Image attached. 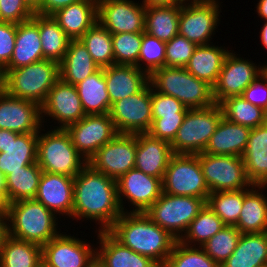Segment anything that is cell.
Here are the masks:
<instances>
[{"label": "cell", "mask_w": 267, "mask_h": 267, "mask_svg": "<svg viewBox=\"0 0 267 267\" xmlns=\"http://www.w3.org/2000/svg\"><path fill=\"white\" fill-rule=\"evenodd\" d=\"M122 213L116 180L87 164L74 178L72 217L98 221L97 231H108Z\"/></svg>", "instance_id": "obj_1"}, {"label": "cell", "mask_w": 267, "mask_h": 267, "mask_svg": "<svg viewBox=\"0 0 267 267\" xmlns=\"http://www.w3.org/2000/svg\"><path fill=\"white\" fill-rule=\"evenodd\" d=\"M108 231L124 246L151 258L160 267L177 241L144 212H123Z\"/></svg>", "instance_id": "obj_2"}, {"label": "cell", "mask_w": 267, "mask_h": 267, "mask_svg": "<svg viewBox=\"0 0 267 267\" xmlns=\"http://www.w3.org/2000/svg\"><path fill=\"white\" fill-rule=\"evenodd\" d=\"M7 234L20 240L47 244L58 236V217L35 199H24L6 205Z\"/></svg>", "instance_id": "obj_3"}, {"label": "cell", "mask_w": 267, "mask_h": 267, "mask_svg": "<svg viewBox=\"0 0 267 267\" xmlns=\"http://www.w3.org/2000/svg\"><path fill=\"white\" fill-rule=\"evenodd\" d=\"M149 83L155 91L178 99L188 109H202L215 104L213 87L185 68H159L149 76Z\"/></svg>", "instance_id": "obj_4"}, {"label": "cell", "mask_w": 267, "mask_h": 267, "mask_svg": "<svg viewBox=\"0 0 267 267\" xmlns=\"http://www.w3.org/2000/svg\"><path fill=\"white\" fill-rule=\"evenodd\" d=\"M3 71V90L8 94L42 105L60 78L59 63L43 59L12 70Z\"/></svg>", "instance_id": "obj_5"}, {"label": "cell", "mask_w": 267, "mask_h": 267, "mask_svg": "<svg viewBox=\"0 0 267 267\" xmlns=\"http://www.w3.org/2000/svg\"><path fill=\"white\" fill-rule=\"evenodd\" d=\"M38 133L37 164L42 171L75 178L88 164L72 144L68 132L54 128Z\"/></svg>", "instance_id": "obj_6"}, {"label": "cell", "mask_w": 267, "mask_h": 267, "mask_svg": "<svg viewBox=\"0 0 267 267\" xmlns=\"http://www.w3.org/2000/svg\"><path fill=\"white\" fill-rule=\"evenodd\" d=\"M223 117L220 104L202 109H189L170 143L174 154L196 155L204 152Z\"/></svg>", "instance_id": "obj_7"}, {"label": "cell", "mask_w": 267, "mask_h": 267, "mask_svg": "<svg viewBox=\"0 0 267 267\" xmlns=\"http://www.w3.org/2000/svg\"><path fill=\"white\" fill-rule=\"evenodd\" d=\"M205 204L206 201L202 198L162 192L144 213L179 241Z\"/></svg>", "instance_id": "obj_8"}, {"label": "cell", "mask_w": 267, "mask_h": 267, "mask_svg": "<svg viewBox=\"0 0 267 267\" xmlns=\"http://www.w3.org/2000/svg\"><path fill=\"white\" fill-rule=\"evenodd\" d=\"M162 192L207 201L210 194L197 155L174 154L165 170Z\"/></svg>", "instance_id": "obj_9"}, {"label": "cell", "mask_w": 267, "mask_h": 267, "mask_svg": "<svg viewBox=\"0 0 267 267\" xmlns=\"http://www.w3.org/2000/svg\"><path fill=\"white\" fill-rule=\"evenodd\" d=\"M206 185L211 192L248 189L253 186L248 179L241 156L196 154Z\"/></svg>", "instance_id": "obj_10"}, {"label": "cell", "mask_w": 267, "mask_h": 267, "mask_svg": "<svg viewBox=\"0 0 267 267\" xmlns=\"http://www.w3.org/2000/svg\"><path fill=\"white\" fill-rule=\"evenodd\" d=\"M109 115L118 133L148 132L153 122L151 84L148 82L138 93L114 102Z\"/></svg>", "instance_id": "obj_11"}, {"label": "cell", "mask_w": 267, "mask_h": 267, "mask_svg": "<svg viewBox=\"0 0 267 267\" xmlns=\"http://www.w3.org/2000/svg\"><path fill=\"white\" fill-rule=\"evenodd\" d=\"M218 0L181 5L178 34L199 45H208L219 24L221 11ZM220 5V6H219Z\"/></svg>", "instance_id": "obj_12"}, {"label": "cell", "mask_w": 267, "mask_h": 267, "mask_svg": "<svg viewBox=\"0 0 267 267\" xmlns=\"http://www.w3.org/2000/svg\"><path fill=\"white\" fill-rule=\"evenodd\" d=\"M65 130L76 150L87 162L118 134L109 113L86 115L80 121L68 125Z\"/></svg>", "instance_id": "obj_13"}, {"label": "cell", "mask_w": 267, "mask_h": 267, "mask_svg": "<svg viewBox=\"0 0 267 267\" xmlns=\"http://www.w3.org/2000/svg\"><path fill=\"white\" fill-rule=\"evenodd\" d=\"M136 159V134L118 133L101 147L88 161L96 171L117 180L134 168Z\"/></svg>", "instance_id": "obj_14"}, {"label": "cell", "mask_w": 267, "mask_h": 267, "mask_svg": "<svg viewBox=\"0 0 267 267\" xmlns=\"http://www.w3.org/2000/svg\"><path fill=\"white\" fill-rule=\"evenodd\" d=\"M230 50L224 60L216 84L213 86V98L220 104L233 96H242L244 90L263 73V65L238 57ZM256 64V65H255Z\"/></svg>", "instance_id": "obj_15"}, {"label": "cell", "mask_w": 267, "mask_h": 267, "mask_svg": "<svg viewBox=\"0 0 267 267\" xmlns=\"http://www.w3.org/2000/svg\"><path fill=\"white\" fill-rule=\"evenodd\" d=\"M74 235L60 233L42 246V267H88L96 248Z\"/></svg>", "instance_id": "obj_16"}, {"label": "cell", "mask_w": 267, "mask_h": 267, "mask_svg": "<svg viewBox=\"0 0 267 267\" xmlns=\"http://www.w3.org/2000/svg\"><path fill=\"white\" fill-rule=\"evenodd\" d=\"M97 21L111 34L145 31V5L133 0H98Z\"/></svg>", "instance_id": "obj_17"}, {"label": "cell", "mask_w": 267, "mask_h": 267, "mask_svg": "<svg viewBox=\"0 0 267 267\" xmlns=\"http://www.w3.org/2000/svg\"><path fill=\"white\" fill-rule=\"evenodd\" d=\"M117 195L122 212H129L124 200L133 205L130 212H145L162 193V180L147 175L137 168H132L117 180ZM127 210V211H126Z\"/></svg>", "instance_id": "obj_18"}, {"label": "cell", "mask_w": 267, "mask_h": 267, "mask_svg": "<svg viewBox=\"0 0 267 267\" xmlns=\"http://www.w3.org/2000/svg\"><path fill=\"white\" fill-rule=\"evenodd\" d=\"M41 120L52 117L59 125L54 128L65 129L86 116L75 85L58 79L40 106Z\"/></svg>", "instance_id": "obj_19"}, {"label": "cell", "mask_w": 267, "mask_h": 267, "mask_svg": "<svg viewBox=\"0 0 267 267\" xmlns=\"http://www.w3.org/2000/svg\"><path fill=\"white\" fill-rule=\"evenodd\" d=\"M42 125L40 105L0 89V129L20 134L39 133L44 130Z\"/></svg>", "instance_id": "obj_20"}, {"label": "cell", "mask_w": 267, "mask_h": 267, "mask_svg": "<svg viewBox=\"0 0 267 267\" xmlns=\"http://www.w3.org/2000/svg\"><path fill=\"white\" fill-rule=\"evenodd\" d=\"M74 178L50 172H42L35 200L56 216L72 218Z\"/></svg>", "instance_id": "obj_21"}, {"label": "cell", "mask_w": 267, "mask_h": 267, "mask_svg": "<svg viewBox=\"0 0 267 267\" xmlns=\"http://www.w3.org/2000/svg\"><path fill=\"white\" fill-rule=\"evenodd\" d=\"M173 155L169 142L152 137L148 132L136 133L134 168L163 180L165 170Z\"/></svg>", "instance_id": "obj_22"}, {"label": "cell", "mask_w": 267, "mask_h": 267, "mask_svg": "<svg viewBox=\"0 0 267 267\" xmlns=\"http://www.w3.org/2000/svg\"><path fill=\"white\" fill-rule=\"evenodd\" d=\"M96 259L103 267H160L155 261L124 246L109 231H98Z\"/></svg>", "instance_id": "obj_23"}, {"label": "cell", "mask_w": 267, "mask_h": 267, "mask_svg": "<svg viewBox=\"0 0 267 267\" xmlns=\"http://www.w3.org/2000/svg\"><path fill=\"white\" fill-rule=\"evenodd\" d=\"M39 35V14L17 24L15 47L10 62L2 70H12L43 60Z\"/></svg>", "instance_id": "obj_24"}, {"label": "cell", "mask_w": 267, "mask_h": 267, "mask_svg": "<svg viewBox=\"0 0 267 267\" xmlns=\"http://www.w3.org/2000/svg\"><path fill=\"white\" fill-rule=\"evenodd\" d=\"M103 69L111 105L138 93L149 82V76L133 65L114 64Z\"/></svg>", "instance_id": "obj_25"}, {"label": "cell", "mask_w": 267, "mask_h": 267, "mask_svg": "<svg viewBox=\"0 0 267 267\" xmlns=\"http://www.w3.org/2000/svg\"><path fill=\"white\" fill-rule=\"evenodd\" d=\"M250 132V128L230 122L225 117H222L203 153L242 156Z\"/></svg>", "instance_id": "obj_26"}, {"label": "cell", "mask_w": 267, "mask_h": 267, "mask_svg": "<svg viewBox=\"0 0 267 267\" xmlns=\"http://www.w3.org/2000/svg\"><path fill=\"white\" fill-rule=\"evenodd\" d=\"M97 2L81 0L57 10L52 17L71 40H78L97 22Z\"/></svg>", "instance_id": "obj_27"}, {"label": "cell", "mask_w": 267, "mask_h": 267, "mask_svg": "<svg viewBox=\"0 0 267 267\" xmlns=\"http://www.w3.org/2000/svg\"><path fill=\"white\" fill-rule=\"evenodd\" d=\"M266 187L267 185H253L243 189V206L235 225L241 233L267 231V197L262 191Z\"/></svg>", "instance_id": "obj_28"}, {"label": "cell", "mask_w": 267, "mask_h": 267, "mask_svg": "<svg viewBox=\"0 0 267 267\" xmlns=\"http://www.w3.org/2000/svg\"><path fill=\"white\" fill-rule=\"evenodd\" d=\"M248 179L253 185H267V121L251 129L242 154Z\"/></svg>", "instance_id": "obj_29"}, {"label": "cell", "mask_w": 267, "mask_h": 267, "mask_svg": "<svg viewBox=\"0 0 267 267\" xmlns=\"http://www.w3.org/2000/svg\"><path fill=\"white\" fill-rule=\"evenodd\" d=\"M38 133L11 131V143L0 153V170L7 176L13 171L37 162Z\"/></svg>", "instance_id": "obj_30"}, {"label": "cell", "mask_w": 267, "mask_h": 267, "mask_svg": "<svg viewBox=\"0 0 267 267\" xmlns=\"http://www.w3.org/2000/svg\"><path fill=\"white\" fill-rule=\"evenodd\" d=\"M100 69L81 40H70L64 59L59 63L60 79L76 85Z\"/></svg>", "instance_id": "obj_31"}, {"label": "cell", "mask_w": 267, "mask_h": 267, "mask_svg": "<svg viewBox=\"0 0 267 267\" xmlns=\"http://www.w3.org/2000/svg\"><path fill=\"white\" fill-rule=\"evenodd\" d=\"M224 48L213 44L197 46L185 69L213 87L217 82L224 60L230 52Z\"/></svg>", "instance_id": "obj_32"}, {"label": "cell", "mask_w": 267, "mask_h": 267, "mask_svg": "<svg viewBox=\"0 0 267 267\" xmlns=\"http://www.w3.org/2000/svg\"><path fill=\"white\" fill-rule=\"evenodd\" d=\"M267 264V231L242 233L236 249L220 267H259Z\"/></svg>", "instance_id": "obj_33"}, {"label": "cell", "mask_w": 267, "mask_h": 267, "mask_svg": "<svg viewBox=\"0 0 267 267\" xmlns=\"http://www.w3.org/2000/svg\"><path fill=\"white\" fill-rule=\"evenodd\" d=\"M75 86L86 115L109 113L111 100L107 92L103 68Z\"/></svg>", "instance_id": "obj_34"}, {"label": "cell", "mask_w": 267, "mask_h": 267, "mask_svg": "<svg viewBox=\"0 0 267 267\" xmlns=\"http://www.w3.org/2000/svg\"><path fill=\"white\" fill-rule=\"evenodd\" d=\"M0 267H42V246L7 234L0 246Z\"/></svg>", "instance_id": "obj_35"}, {"label": "cell", "mask_w": 267, "mask_h": 267, "mask_svg": "<svg viewBox=\"0 0 267 267\" xmlns=\"http://www.w3.org/2000/svg\"><path fill=\"white\" fill-rule=\"evenodd\" d=\"M181 6H145V31L163 42L178 35Z\"/></svg>", "instance_id": "obj_36"}, {"label": "cell", "mask_w": 267, "mask_h": 267, "mask_svg": "<svg viewBox=\"0 0 267 267\" xmlns=\"http://www.w3.org/2000/svg\"><path fill=\"white\" fill-rule=\"evenodd\" d=\"M39 35L43 59L60 63L66 54L70 38L52 15L39 14Z\"/></svg>", "instance_id": "obj_37"}, {"label": "cell", "mask_w": 267, "mask_h": 267, "mask_svg": "<svg viewBox=\"0 0 267 267\" xmlns=\"http://www.w3.org/2000/svg\"><path fill=\"white\" fill-rule=\"evenodd\" d=\"M42 172V169L35 162L8 174L6 176L8 204L24 199H34Z\"/></svg>", "instance_id": "obj_38"}, {"label": "cell", "mask_w": 267, "mask_h": 267, "mask_svg": "<svg viewBox=\"0 0 267 267\" xmlns=\"http://www.w3.org/2000/svg\"><path fill=\"white\" fill-rule=\"evenodd\" d=\"M223 117L230 122L250 129L263 125L267 121V112L248 102L243 96L226 98L220 103Z\"/></svg>", "instance_id": "obj_39"}, {"label": "cell", "mask_w": 267, "mask_h": 267, "mask_svg": "<svg viewBox=\"0 0 267 267\" xmlns=\"http://www.w3.org/2000/svg\"><path fill=\"white\" fill-rule=\"evenodd\" d=\"M224 226L222 220L205 204L179 241L187 246L201 247Z\"/></svg>", "instance_id": "obj_40"}, {"label": "cell", "mask_w": 267, "mask_h": 267, "mask_svg": "<svg viewBox=\"0 0 267 267\" xmlns=\"http://www.w3.org/2000/svg\"><path fill=\"white\" fill-rule=\"evenodd\" d=\"M79 40L100 68L114 65L112 34L98 21Z\"/></svg>", "instance_id": "obj_41"}, {"label": "cell", "mask_w": 267, "mask_h": 267, "mask_svg": "<svg viewBox=\"0 0 267 267\" xmlns=\"http://www.w3.org/2000/svg\"><path fill=\"white\" fill-rule=\"evenodd\" d=\"M206 204L227 226H235L243 206V189L211 192Z\"/></svg>", "instance_id": "obj_42"}, {"label": "cell", "mask_w": 267, "mask_h": 267, "mask_svg": "<svg viewBox=\"0 0 267 267\" xmlns=\"http://www.w3.org/2000/svg\"><path fill=\"white\" fill-rule=\"evenodd\" d=\"M241 234L235 226L225 225L201 248L214 262L221 266L236 249Z\"/></svg>", "instance_id": "obj_43"}, {"label": "cell", "mask_w": 267, "mask_h": 267, "mask_svg": "<svg viewBox=\"0 0 267 267\" xmlns=\"http://www.w3.org/2000/svg\"><path fill=\"white\" fill-rule=\"evenodd\" d=\"M163 267H220L201 247L176 241Z\"/></svg>", "instance_id": "obj_44"}, {"label": "cell", "mask_w": 267, "mask_h": 267, "mask_svg": "<svg viewBox=\"0 0 267 267\" xmlns=\"http://www.w3.org/2000/svg\"><path fill=\"white\" fill-rule=\"evenodd\" d=\"M143 32L112 34L114 64L138 67Z\"/></svg>", "instance_id": "obj_45"}, {"label": "cell", "mask_w": 267, "mask_h": 267, "mask_svg": "<svg viewBox=\"0 0 267 267\" xmlns=\"http://www.w3.org/2000/svg\"><path fill=\"white\" fill-rule=\"evenodd\" d=\"M166 42L143 32L138 68L150 76L155 70L165 66ZM145 64L142 66V64ZM146 67V68H145Z\"/></svg>", "instance_id": "obj_46"}, {"label": "cell", "mask_w": 267, "mask_h": 267, "mask_svg": "<svg viewBox=\"0 0 267 267\" xmlns=\"http://www.w3.org/2000/svg\"><path fill=\"white\" fill-rule=\"evenodd\" d=\"M197 45L187 38L176 35L165 45V67L185 68Z\"/></svg>", "instance_id": "obj_47"}, {"label": "cell", "mask_w": 267, "mask_h": 267, "mask_svg": "<svg viewBox=\"0 0 267 267\" xmlns=\"http://www.w3.org/2000/svg\"><path fill=\"white\" fill-rule=\"evenodd\" d=\"M152 117L186 116L189 110L178 99L155 91L151 86Z\"/></svg>", "instance_id": "obj_48"}, {"label": "cell", "mask_w": 267, "mask_h": 267, "mask_svg": "<svg viewBox=\"0 0 267 267\" xmlns=\"http://www.w3.org/2000/svg\"><path fill=\"white\" fill-rule=\"evenodd\" d=\"M34 13L25 0H0V21L19 24L31 19Z\"/></svg>", "instance_id": "obj_49"}, {"label": "cell", "mask_w": 267, "mask_h": 267, "mask_svg": "<svg viewBox=\"0 0 267 267\" xmlns=\"http://www.w3.org/2000/svg\"><path fill=\"white\" fill-rule=\"evenodd\" d=\"M185 116H164L163 118H153V122L148 133L155 138L171 143L182 125Z\"/></svg>", "instance_id": "obj_50"}, {"label": "cell", "mask_w": 267, "mask_h": 267, "mask_svg": "<svg viewBox=\"0 0 267 267\" xmlns=\"http://www.w3.org/2000/svg\"><path fill=\"white\" fill-rule=\"evenodd\" d=\"M17 24L0 21V67L3 69L13 55Z\"/></svg>", "instance_id": "obj_51"}, {"label": "cell", "mask_w": 267, "mask_h": 267, "mask_svg": "<svg viewBox=\"0 0 267 267\" xmlns=\"http://www.w3.org/2000/svg\"><path fill=\"white\" fill-rule=\"evenodd\" d=\"M242 96L251 104L267 112V76L263 72L243 92Z\"/></svg>", "instance_id": "obj_52"}, {"label": "cell", "mask_w": 267, "mask_h": 267, "mask_svg": "<svg viewBox=\"0 0 267 267\" xmlns=\"http://www.w3.org/2000/svg\"><path fill=\"white\" fill-rule=\"evenodd\" d=\"M79 1L81 0H41L34 12L41 15H52L57 10Z\"/></svg>", "instance_id": "obj_53"}, {"label": "cell", "mask_w": 267, "mask_h": 267, "mask_svg": "<svg viewBox=\"0 0 267 267\" xmlns=\"http://www.w3.org/2000/svg\"><path fill=\"white\" fill-rule=\"evenodd\" d=\"M145 6H181V0H143Z\"/></svg>", "instance_id": "obj_54"}, {"label": "cell", "mask_w": 267, "mask_h": 267, "mask_svg": "<svg viewBox=\"0 0 267 267\" xmlns=\"http://www.w3.org/2000/svg\"><path fill=\"white\" fill-rule=\"evenodd\" d=\"M11 143V130L0 129V153H4Z\"/></svg>", "instance_id": "obj_55"}, {"label": "cell", "mask_w": 267, "mask_h": 267, "mask_svg": "<svg viewBox=\"0 0 267 267\" xmlns=\"http://www.w3.org/2000/svg\"><path fill=\"white\" fill-rule=\"evenodd\" d=\"M0 199L8 204V190L6 185V176L0 170Z\"/></svg>", "instance_id": "obj_56"}, {"label": "cell", "mask_w": 267, "mask_h": 267, "mask_svg": "<svg viewBox=\"0 0 267 267\" xmlns=\"http://www.w3.org/2000/svg\"><path fill=\"white\" fill-rule=\"evenodd\" d=\"M256 6L258 16L267 21V0H259Z\"/></svg>", "instance_id": "obj_57"}, {"label": "cell", "mask_w": 267, "mask_h": 267, "mask_svg": "<svg viewBox=\"0 0 267 267\" xmlns=\"http://www.w3.org/2000/svg\"><path fill=\"white\" fill-rule=\"evenodd\" d=\"M7 235V217H0V246Z\"/></svg>", "instance_id": "obj_58"}, {"label": "cell", "mask_w": 267, "mask_h": 267, "mask_svg": "<svg viewBox=\"0 0 267 267\" xmlns=\"http://www.w3.org/2000/svg\"><path fill=\"white\" fill-rule=\"evenodd\" d=\"M262 29L260 30V39L261 43L264 46L263 49H267V21H264V25L261 27Z\"/></svg>", "instance_id": "obj_59"}, {"label": "cell", "mask_w": 267, "mask_h": 267, "mask_svg": "<svg viewBox=\"0 0 267 267\" xmlns=\"http://www.w3.org/2000/svg\"><path fill=\"white\" fill-rule=\"evenodd\" d=\"M0 217L6 216V204L0 199Z\"/></svg>", "instance_id": "obj_60"}, {"label": "cell", "mask_w": 267, "mask_h": 267, "mask_svg": "<svg viewBox=\"0 0 267 267\" xmlns=\"http://www.w3.org/2000/svg\"><path fill=\"white\" fill-rule=\"evenodd\" d=\"M189 1V2H188ZM213 0H181V5L188 3H206L211 2Z\"/></svg>", "instance_id": "obj_61"}, {"label": "cell", "mask_w": 267, "mask_h": 267, "mask_svg": "<svg viewBox=\"0 0 267 267\" xmlns=\"http://www.w3.org/2000/svg\"><path fill=\"white\" fill-rule=\"evenodd\" d=\"M33 9H35L41 0H25Z\"/></svg>", "instance_id": "obj_62"}, {"label": "cell", "mask_w": 267, "mask_h": 267, "mask_svg": "<svg viewBox=\"0 0 267 267\" xmlns=\"http://www.w3.org/2000/svg\"><path fill=\"white\" fill-rule=\"evenodd\" d=\"M88 267H103V266L97 259H95Z\"/></svg>", "instance_id": "obj_63"}, {"label": "cell", "mask_w": 267, "mask_h": 267, "mask_svg": "<svg viewBox=\"0 0 267 267\" xmlns=\"http://www.w3.org/2000/svg\"><path fill=\"white\" fill-rule=\"evenodd\" d=\"M0 89H3V71L0 67Z\"/></svg>", "instance_id": "obj_64"}, {"label": "cell", "mask_w": 267, "mask_h": 267, "mask_svg": "<svg viewBox=\"0 0 267 267\" xmlns=\"http://www.w3.org/2000/svg\"><path fill=\"white\" fill-rule=\"evenodd\" d=\"M263 66H264V67H263V72H264V73L266 74V76H267V65H264V64H263Z\"/></svg>", "instance_id": "obj_65"}, {"label": "cell", "mask_w": 267, "mask_h": 267, "mask_svg": "<svg viewBox=\"0 0 267 267\" xmlns=\"http://www.w3.org/2000/svg\"><path fill=\"white\" fill-rule=\"evenodd\" d=\"M259 267H267V264H264V265H262V266H259Z\"/></svg>", "instance_id": "obj_66"}]
</instances>
